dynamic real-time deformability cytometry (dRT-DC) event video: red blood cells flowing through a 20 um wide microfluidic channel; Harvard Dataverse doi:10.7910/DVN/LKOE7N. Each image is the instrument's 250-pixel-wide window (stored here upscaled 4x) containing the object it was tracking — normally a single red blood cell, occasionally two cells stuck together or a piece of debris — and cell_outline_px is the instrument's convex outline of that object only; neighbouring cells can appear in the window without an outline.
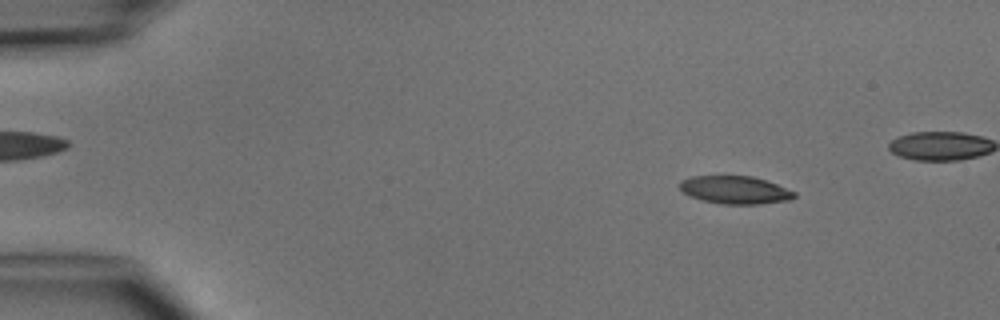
{"species": "common noctule bat (a hibernating species)", "species_latin": "Nyctalus noctula", "temperature_condition": "cold", "stored_images_in_passage": 5, "camera_frame_rate_fps": 3000, "um_per_image_px": 0.085, "animal": {"sex": "male", "body_mass_g": 15.6}, "frame": {"image": 1, "passage_image": 1, "time_ms": 0.0, "image_size_px": [1000, 320], "cell_outline_px": [[796, 196], [792, 200], [760, 204], [720, 204], [688, 196], [680, 188], [680, 180], [692, 176], [752, 176], [776, 184], [796, 192]], "centroid_in_image_um": [62.49, 16.15], "position_along_channel_um": 22.5, "area_um2": 18.61}}